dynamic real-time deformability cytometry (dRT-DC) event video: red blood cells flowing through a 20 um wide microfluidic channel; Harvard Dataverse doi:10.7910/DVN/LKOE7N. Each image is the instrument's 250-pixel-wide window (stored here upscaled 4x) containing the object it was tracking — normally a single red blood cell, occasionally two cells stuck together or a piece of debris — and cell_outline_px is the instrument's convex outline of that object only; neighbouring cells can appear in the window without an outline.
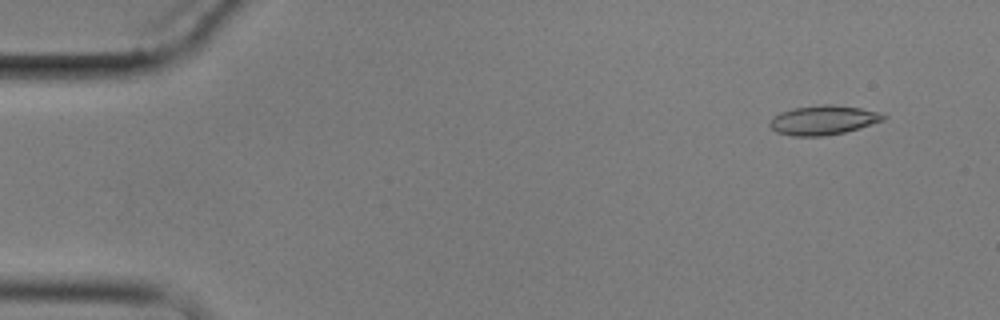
{"species": "common noctule bat (a hibernating species)", "species_latin": "Nyctalus noctula", "temperature_condition": "cold", "stored_images_in_passage": 9, "camera_frame_rate_fps": 3000, "um_per_image_px": 0.085, "animal": {"sex": "male", "body_mass_g": 17.9}, "frame": {"image": 1, "passage_image": 2, "time_ms": 1.333, "image_size_px": [1000, 320], "cell_outline_px": [[888, 116], [884, 120], [844, 132], [824, 136], [792, 136], [776, 132], [768, 124], [772, 116], [780, 112], [792, 108], [820, 104], [832, 104], [860, 108], [880, 112]], "centroid_in_image_um": [69.94, 10.2], "position_along_channel_um": 15.1, "area_um2": 19.54}}
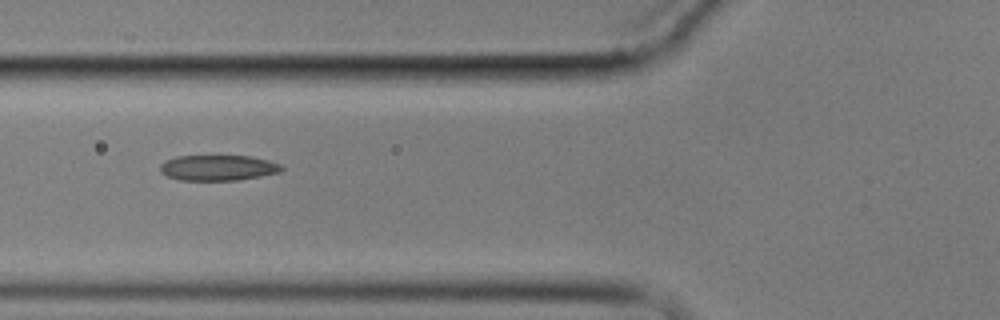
{"frame": {"image": 2, "passage_image": 7, "time_ms": 7.0, "image_size_px": [1000, 320], "cell_outline_px": [[284, 168], [280, 172], [260, 176], [236, 180], [180, 180], [168, 176], [160, 172], [160, 164], [164, 160], [176, 156], [252, 156], [268, 160], [280, 164]], "centroid_in_image_um": [18.51, 14.25], "position_along_channel_um": 107.3, "area_um2": 18.09}}
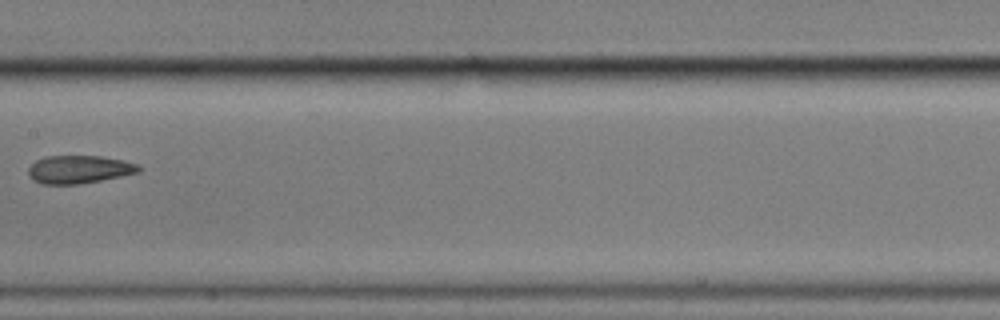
{"frame": {"image": 3, "passage_image": 9, "time_ms": 9.667, "image_size_px": [1000, 320], "cell_outline_px": [[140, 172], [100, 180], [76, 184], [40, 184], [32, 180], [28, 176], [28, 168], [36, 160], [44, 156], [100, 156], [124, 160], [136, 164], [140, 168]], "centroid_in_image_um": [6.67, 14.4], "position_along_channel_um": 200.7, "area_um2": 17.98}}